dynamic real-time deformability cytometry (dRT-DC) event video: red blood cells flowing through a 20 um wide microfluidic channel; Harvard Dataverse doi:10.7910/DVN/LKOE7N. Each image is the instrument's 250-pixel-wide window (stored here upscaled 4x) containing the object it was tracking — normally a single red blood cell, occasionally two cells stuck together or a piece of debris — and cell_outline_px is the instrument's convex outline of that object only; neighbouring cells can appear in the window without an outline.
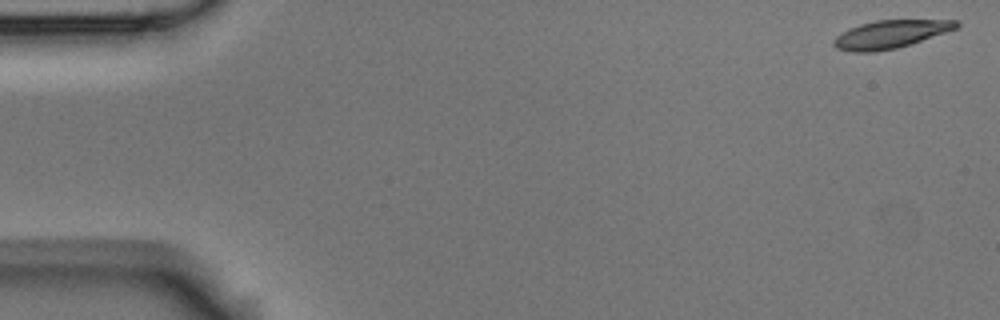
{"species": "Egyptian fruit bat (a non-hibernating species)", "species_latin": "Rousettus aegyptiacus", "temperature_condition": "room temperature", "stored_images_in_passage": 4, "camera_frame_rate_fps": 3000, "um_per_image_px": 0.085, "animal": {"sex": "male"}, "frame": {"image": 1, "passage_image": 1, "time_ms": 0.0, "image_size_px": [1000, 320], "cell_outline_px": [[960, 24], [956, 28], [896, 48], [876, 52], [852, 52], [836, 48], [832, 44], [832, 40], [836, 36], [848, 28], [860, 24], [876, 20], [960, 20]], "centroid_in_image_um": [75.61, 2.91], "position_along_channel_um": 9.4, "area_um2": 19.77}}
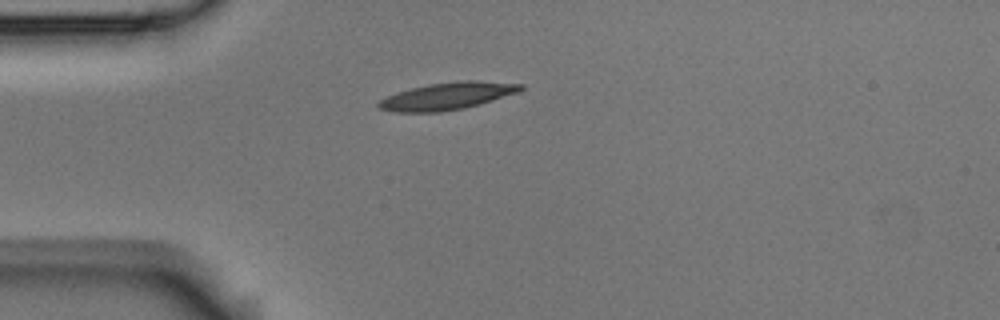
{"frame": {"image": 2, "passage_image": 4, "time_ms": 1.0, "image_size_px": [1000, 320], "cell_outline_px": [[524, 88], [520, 92], [480, 104], [464, 108], [440, 112], [396, 112], [380, 108], [376, 104], [380, 100], [396, 92], [428, 84], [464, 80], [476, 80], [524, 84]], "centroid_in_image_um": [38.07, 8.16], "position_along_channel_um": 46.9, "area_um2": 22.54}}